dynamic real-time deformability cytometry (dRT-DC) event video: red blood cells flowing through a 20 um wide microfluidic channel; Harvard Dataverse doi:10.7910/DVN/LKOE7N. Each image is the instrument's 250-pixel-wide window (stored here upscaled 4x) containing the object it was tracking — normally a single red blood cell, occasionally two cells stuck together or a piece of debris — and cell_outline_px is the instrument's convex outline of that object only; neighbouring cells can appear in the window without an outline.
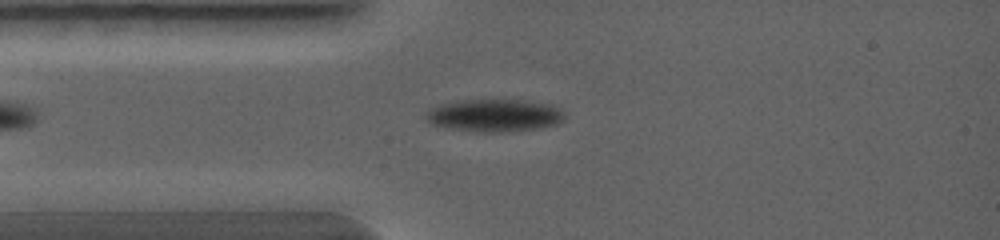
{"species": "common noctule bat (a hibernating species)", "species_latin": "Nyctalus noctula", "temperature_condition": "warm", "stored_images_in_passage": 6, "camera_frame_rate_fps": 5000, "um_per_image_px": 0.085, "animal": {"sex": "female", "body_mass_g": 19.0, "forearm_length_mm": 56.7}, "frame": {"image": 1, "passage_image": 3, "time_ms": 1.2, "image_size_px": [1000, 240], "cell_outline_px": [[564, 120], [556, 124], [540, 128], [508, 132], [480, 132], [452, 128], [432, 124], [424, 120], [424, 116], [428, 108], [440, 104], [456, 100], [524, 100], [552, 104], [560, 108], [564, 112]], "centroid_in_image_um": [42.02, 9.8], "position_along_channel_um": 43.0, "area_um2": 26.65}}
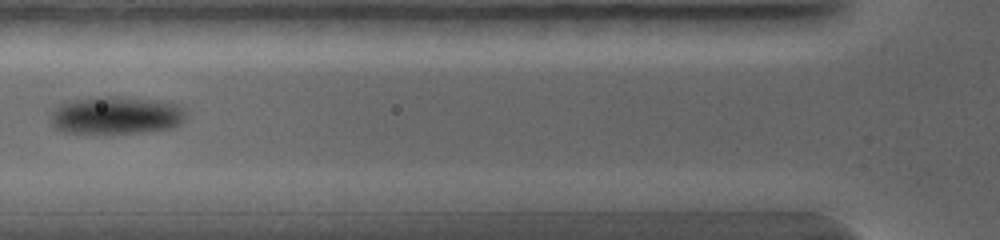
{"frame": {"image": 2, "passage_image": 5, "time_ms": 2.4, "image_size_px": [1000, 240], "cell_outline_px": [[188, 108], [184, 120], [180, 124], [172, 128], [140, 132], [64, 132], [56, 128], [52, 124], [52, 112], [56, 104], [68, 100], [100, 96], [116, 96], [160, 100], [176, 104]], "centroid_in_image_um": [9.9, 9.76], "position_along_channel_um": 115.9, "area_um2": 29.94}}
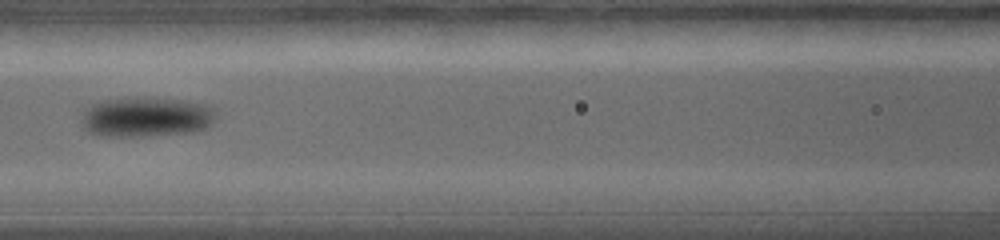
{"frame": {"image": 3, "passage_image": 6, "time_ms": 3.0, "image_size_px": [1000, 240], "cell_outline_px": [[216, 116], [208, 128], [192, 132], [140, 136], [100, 136], [88, 132], [84, 128], [80, 112], [84, 108], [100, 100], [124, 96], [152, 96], [184, 100], [208, 104], [216, 108]], "centroid_in_image_um": [12.41, 9.9], "position_along_channel_um": 154.2, "area_um2": 32.48}}